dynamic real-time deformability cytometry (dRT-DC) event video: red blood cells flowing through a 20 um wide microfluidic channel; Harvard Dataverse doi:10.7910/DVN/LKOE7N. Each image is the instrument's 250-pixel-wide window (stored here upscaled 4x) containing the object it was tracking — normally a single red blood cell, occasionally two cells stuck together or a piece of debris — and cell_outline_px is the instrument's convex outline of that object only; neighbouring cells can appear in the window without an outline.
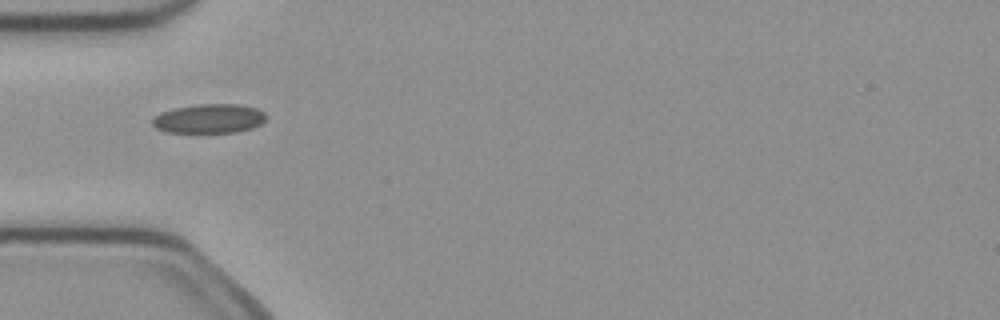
{"species": "common noctule bat (a hibernating species)", "species_latin": "Nyctalus noctula", "temperature_condition": "cold", "stored_images_in_passage": 1, "camera_frame_rate_fps": 3000, "um_per_image_px": 0.085, "animal": {"sex": "female", "body_mass_g": 21.9}, "frame": {"image": 1, "passage_image": 1, "time_ms": 0.0, "image_size_px": [1000, 320], "cell_outline_px": [[268, 116], [260, 124], [252, 128], [236, 132], [168, 132], [156, 128], [152, 124], [152, 120], [160, 112], [176, 108], [196, 104], [240, 104], [256, 108], [264, 112]], "centroid_in_image_um": [17.8, 10.07], "position_along_channel_um": 67.2, "area_um2": 19.31}}